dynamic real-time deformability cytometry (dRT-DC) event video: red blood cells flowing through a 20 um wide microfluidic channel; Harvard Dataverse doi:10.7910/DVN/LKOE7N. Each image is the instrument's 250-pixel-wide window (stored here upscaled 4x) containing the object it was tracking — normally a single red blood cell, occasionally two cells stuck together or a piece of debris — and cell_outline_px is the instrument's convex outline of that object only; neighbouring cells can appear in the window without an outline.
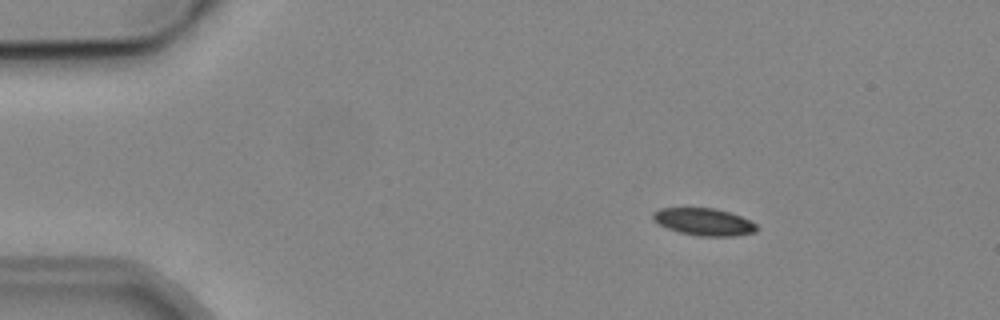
{"species": "common noctule bat (a hibernating species)", "species_latin": "Nyctalus noctula", "temperature_condition": "cold", "stored_images_in_passage": 4, "camera_frame_rate_fps": 3000, "um_per_image_px": 0.085, "animal": {"sex": "male", "body_mass_g": 19.2, "forearm_length_mm": 51.8}, "frame": {"image": 1, "passage_image": 2, "time_ms": 2.0, "image_size_px": [1000, 320], "cell_outline_px": [[756, 232], [732, 236], [700, 236], [680, 232], [668, 228], [652, 220], [652, 212], [660, 208], [712, 208], [728, 212], [740, 216], [756, 224]], "centroid_in_image_um": [59.79, 18.85], "position_along_channel_um": 25.2, "area_um2": 16.24}}